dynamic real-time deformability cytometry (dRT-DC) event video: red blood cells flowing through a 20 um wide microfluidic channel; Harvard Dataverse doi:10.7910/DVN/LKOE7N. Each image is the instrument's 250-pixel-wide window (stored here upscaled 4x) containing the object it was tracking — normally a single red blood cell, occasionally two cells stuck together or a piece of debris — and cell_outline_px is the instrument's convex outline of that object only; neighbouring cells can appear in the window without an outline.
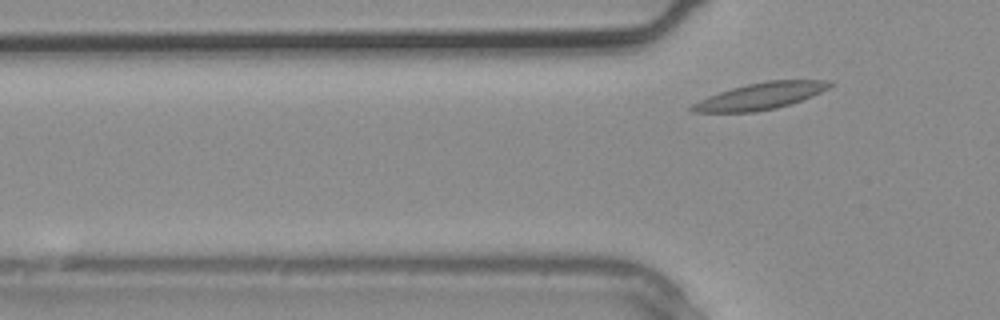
{"species": "common noctule bat (a hibernating species)", "species_latin": "Nyctalus noctula", "temperature_condition": "warm", "stored_images_in_passage": 5, "camera_frame_rate_fps": 3000, "um_per_image_px": 0.085, "animal": {"sex": "male", "body_mass_g": 20.4}, "frame": {"image": 1, "passage_image": 5, "time_ms": 1.333, "image_size_px": [1000, 320], "cell_outline_px": [[832, 84], [828, 88], [812, 96], [776, 108], [756, 112], [692, 112], [688, 108], [692, 104], [708, 96], [732, 88], [748, 84], [768, 80], [832, 80]], "centroid_in_image_um": [64.62, 8.17], "position_along_channel_um": 61.2, "area_um2": 21.15}}